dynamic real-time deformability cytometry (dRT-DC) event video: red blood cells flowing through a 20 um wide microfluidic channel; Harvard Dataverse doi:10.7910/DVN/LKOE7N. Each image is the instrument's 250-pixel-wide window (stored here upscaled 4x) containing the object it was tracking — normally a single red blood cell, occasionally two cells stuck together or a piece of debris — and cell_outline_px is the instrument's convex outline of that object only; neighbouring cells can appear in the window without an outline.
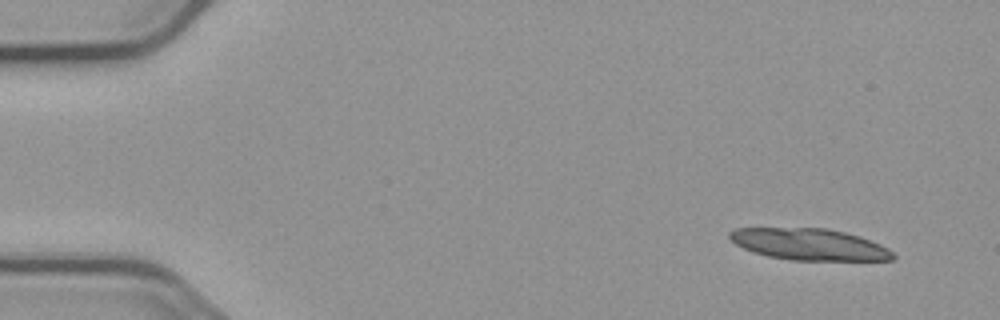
{"species": "common noctule bat (a hibernating species)", "species_latin": "Nyctalus noctula", "temperature_condition": "cold", "stored_images_in_passage": 6, "camera_frame_rate_fps": 3000, "um_per_image_px": 0.085, "animal": {"sex": "male", "body_mass_g": 23.1, "forearm_length_mm": 52.7}, "frame": {"image": 1, "passage_image": 2, "time_ms": 1.0, "image_size_px": [1000, 320], "cell_outline_px": [[896, 256], [892, 260], [792, 260], [768, 256], [752, 252], [736, 244], [728, 236], [728, 232], [736, 228], [828, 228], [860, 236], [880, 244], [888, 248]], "centroid_in_image_um": [68.79, 20.76], "position_along_channel_um": 16.2, "area_um2": 30.0}}
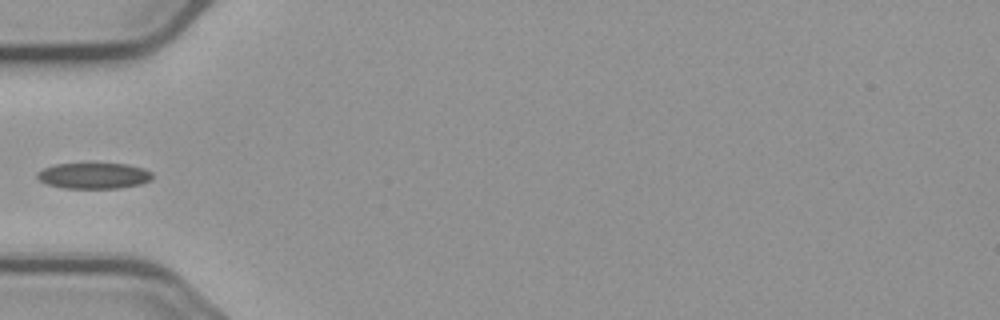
{"frame": {"image": 2, "passage_image": 6, "time_ms": 6.0, "image_size_px": [1000, 320], "cell_outline_px": [[152, 180], [140, 184], [120, 188], [64, 188], [48, 184], [40, 180], [36, 176], [36, 172], [44, 168], [56, 164], [128, 164], [144, 168], [152, 172]], "centroid_in_image_um": [8.0, 14.94], "position_along_channel_um": 77.0, "area_um2": 17.34}}